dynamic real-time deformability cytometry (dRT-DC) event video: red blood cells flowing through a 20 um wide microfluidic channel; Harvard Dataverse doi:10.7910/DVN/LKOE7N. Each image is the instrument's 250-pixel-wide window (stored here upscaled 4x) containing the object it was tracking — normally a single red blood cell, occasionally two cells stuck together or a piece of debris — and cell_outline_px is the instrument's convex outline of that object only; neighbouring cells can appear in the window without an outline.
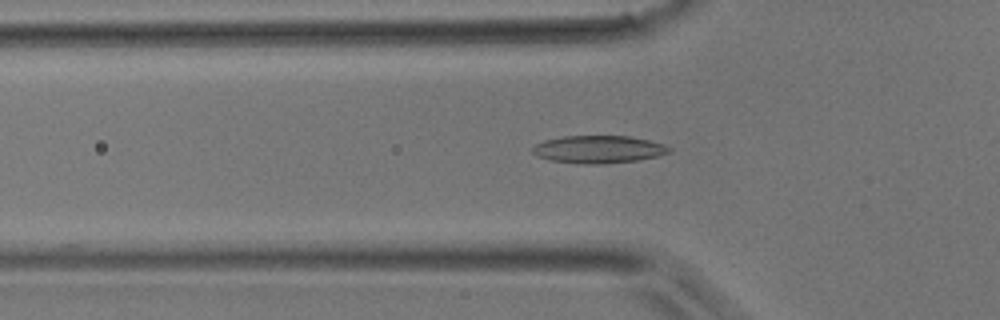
{"species": "common noctule bat (a hibernating species)", "species_latin": "Nyctalus noctula", "temperature_condition": "room temperature", "stored_images_in_passage": 35, "camera_frame_rate_fps": 3000, "um_per_image_px": 0.085, "animal": {"sex": "male", "body_mass_g": 17.9}, "frame": {"image": 1, "passage_image": 8, "time_ms": 2.333, "image_size_px": [1000, 320], "cell_outline_px": [[672, 152], [640, 160], [604, 164], [576, 164], [548, 160], [536, 156], [532, 152], [532, 148], [536, 144], [544, 140], [564, 136], [628, 136], [648, 140], [664, 144], [672, 148]], "centroid_in_image_um": [50.86, 12.71], "position_along_channel_um": 74.9, "area_um2": 22.25}}
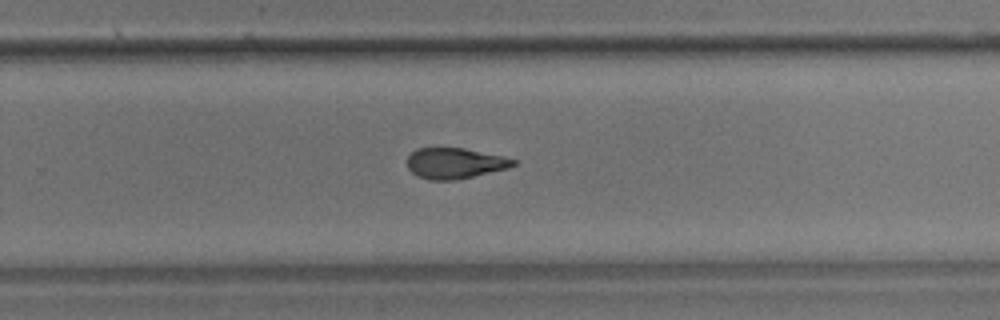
{"frame": {"image": 2, "passage_image": 23, "time_ms": 7.333, "image_size_px": [1000, 320], "cell_outline_px": [[516, 164], [508, 168], [456, 180], [428, 180], [416, 176], [408, 168], [408, 156], [416, 148], [464, 148], [500, 156], [516, 160]], "centroid_in_image_um": [38.62, 13.88], "position_along_channel_um": 291.2, "area_um2": 18.84}}
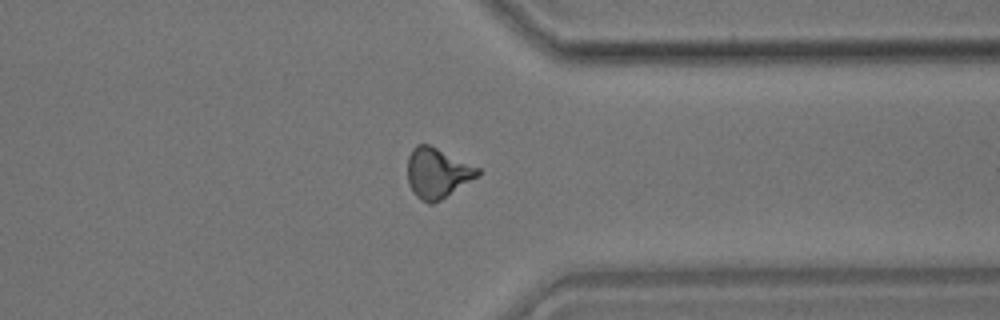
{"frame": {"image": 3, "passage_image": 29, "time_ms": 9.333, "image_size_px": [1000, 320], "cell_outline_px": [[480, 176], [440, 200], [432, 204], [428, 204], [420, 200], [412, 192], [408, 184], [408, 156], [412, 148], [416, 144], [428, 144], [480, 168]], "centroid_in_image_um": [37.17, 14.72], "position_along_channel_um": 374.2, "area_um2": 20.63}}